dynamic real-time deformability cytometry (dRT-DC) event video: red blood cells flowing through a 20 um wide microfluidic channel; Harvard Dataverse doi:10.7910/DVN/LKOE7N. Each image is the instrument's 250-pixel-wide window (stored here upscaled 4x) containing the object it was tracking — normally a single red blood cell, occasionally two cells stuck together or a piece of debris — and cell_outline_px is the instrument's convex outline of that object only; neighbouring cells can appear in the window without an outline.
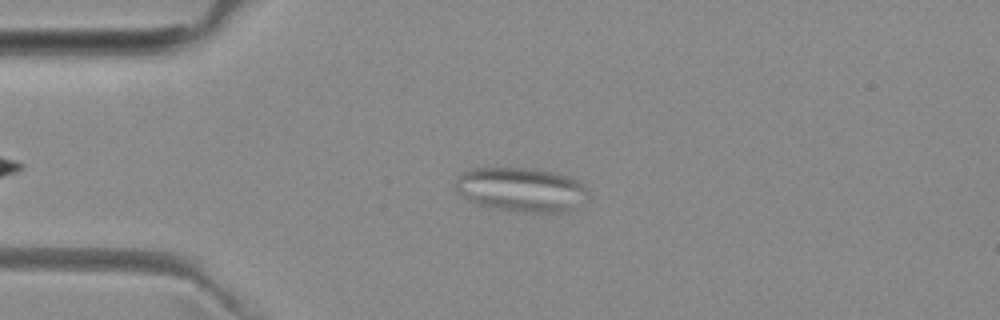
{"species": "common noctule bat (a hibernating species)", "species_latin": "Nyctalus noctula", "temperature_condition": "room temperature", "stored_images_in_passage": 3, "camera_frame_rate_fps": 3000, "um_per_image_px": 0.085, "animal": {"sex": "female", "body_mass_g": 29.2, "forearm_length_mm": 56.3}, "frame": {"image": 1, "passage_image": 2, "time_ms": 1.333, "image_size_px": [1000, 320], "cell_outline_px": [[592, 196], [580, 208], [568, 212], [516, 212], [476, 204], [468, 200], [456, 192], [456, 180], [464, 172], [472, 168], [532, 168], [552, 172], [576, 180]], "centroid_in_image_um": [44.35, 16.15], "position_along_channel_um": 40.6, "area_um2": 34.51}}